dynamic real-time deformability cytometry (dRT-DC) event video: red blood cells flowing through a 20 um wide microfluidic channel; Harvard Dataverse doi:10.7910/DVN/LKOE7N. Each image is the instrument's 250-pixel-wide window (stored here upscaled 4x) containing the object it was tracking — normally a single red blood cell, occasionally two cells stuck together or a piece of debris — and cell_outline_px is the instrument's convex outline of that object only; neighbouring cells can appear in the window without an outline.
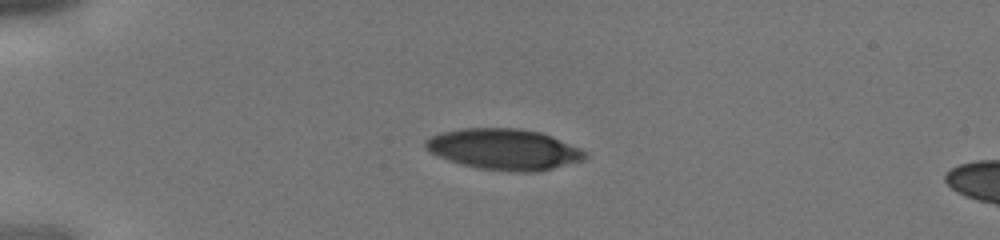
{"species": "human", "species_latin": "Homo sapiens", "temperature_condition": "cold", "stored_images_in_passage": 32, "camera_frame_rate_fps": 3000, "um_per_image_px": 0.085, "donor": {"sex": "male"}, "frame": {"image": 1, "passage_image": 1, "time_ms": 0.0, "image_size_px": [1000, 240], "cell_outline_px": [[588, 156], [584, 160], [536, 172], [516, 172], [480, 168], [448, 160], [436, 156], [424, 148], [424, 140], [440, 132], [460, 128], [516, 128], [540, 132], [552, 136], [580, 148], [588, 152]], "centroid_in_image_um": [42.83, 12.68], "position_along_channel_um": 42.2, "area_um2": 38.15}}
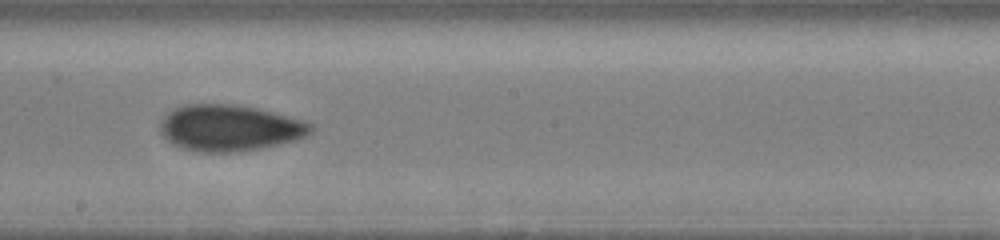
{"frame": {"image": 2, "passage_image": 15, "time_ms": 4.667, "image_size_px": [1000, 240], "cell_outline_px": [[312, 132], [296, 140], [260, 148], [232, 152], [200, 152], [180, 148], [172, 144], [160, 132], [160, 120], [168, 112], [184, 104], [232, 104], [256, 108], [304, 120], [312, 124]], "centroid_in_image_um": [19.48, 10.87], "position_along_channel_um": 228.7, "area_um2": 40.52}}
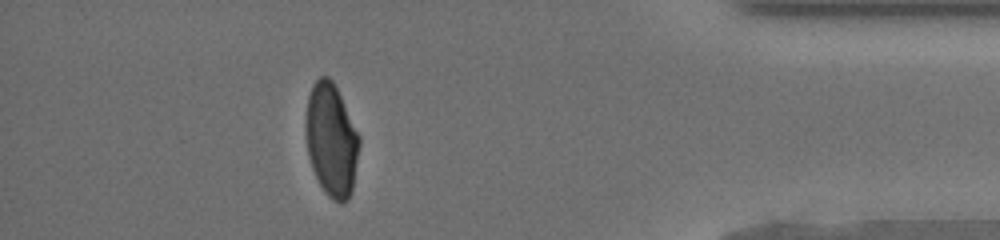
{"frame": {"image": 3, "passage_image": 28, "time_ms": 9.0, "image_size_px": [1000, 240], "cell_outline_px": [[360, 144], [352, 192], [348, 200], [340, 204], [332, 200], [324, 192], [312, 168], [308, 156], [304, 128], [304, 124], [308, 96], [312, 84], [320, 76], [328, 76], [332, 80], [360, 136]], "centroid_in_image_um": [28.15, 11.92], "position_along_channel_um": 407.0, "area_um2": 35.55}}